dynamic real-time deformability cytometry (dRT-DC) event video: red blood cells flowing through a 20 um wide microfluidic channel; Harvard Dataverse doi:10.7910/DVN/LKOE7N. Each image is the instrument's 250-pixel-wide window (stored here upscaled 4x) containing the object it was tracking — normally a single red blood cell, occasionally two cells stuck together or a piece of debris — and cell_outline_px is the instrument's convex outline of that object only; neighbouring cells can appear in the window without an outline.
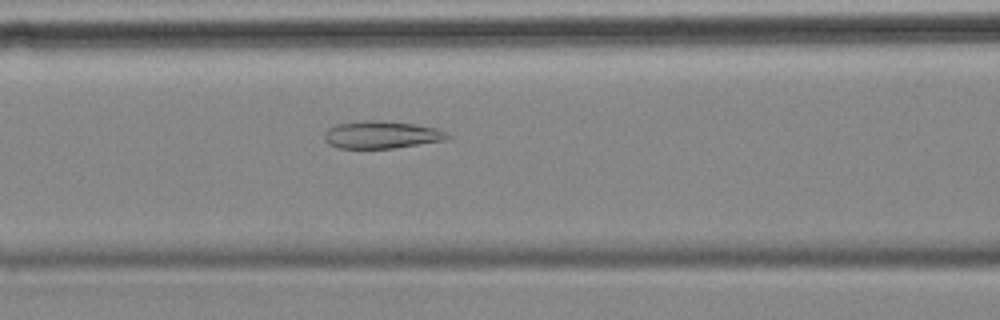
{"species": "common noctule bat (a hibernating species)", "species_latin": "Nyctalus noctula", "temperature_condition": "cold", "stored_images_in_passage": 57, "camera_frame_rate_fps": 3000, "um_per_image_px": 0.085, "animal": {"sex": "female", "body_mass_g": 18.4}, "frame": {"image": 1, "passage_image": 23, "time_ms": 7.333, "image_size_px": [1000, 320], "cell_outline_px": [[452, 136], [448, 140], [392, 148], [336, 148], [328, 144], [324, 140], [324, 132], [328, 128], [336, 124], [364, 120], [380, 120], [416, 124], [436, 128]], "centroid_in_image_um": [32.41, 11.45], "position_along_channel_um": 134.2, "area_um2": 19.88}}
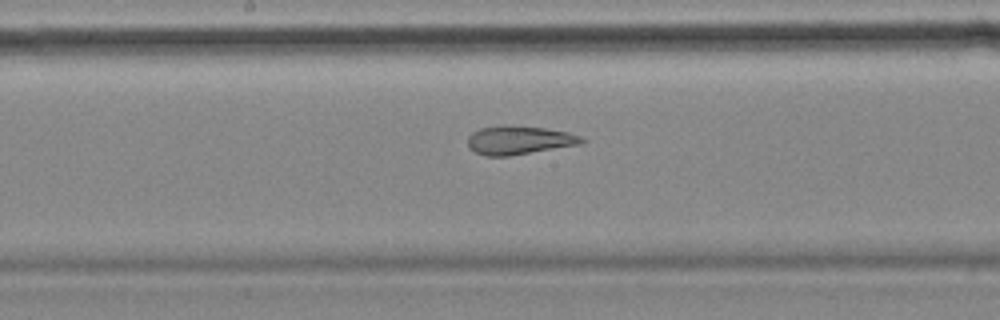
{"frame": {"image": 2, "passage_image": 29, "time_ms": 9.333, "image_size_px": [1000, 320], "cell_outline_px": [[588, 140], [580, 144], [508, 156], [484, 156], [468, 148], [468, 136], [472, 132], [480, 128], [504, 124], [516, 124], [544, 128], [568, 132], [580, 136]], "centroid_in_image_um": [44.1, 11.89], "position_along_channel_um": 204.1, "area_um2": 19.25}}
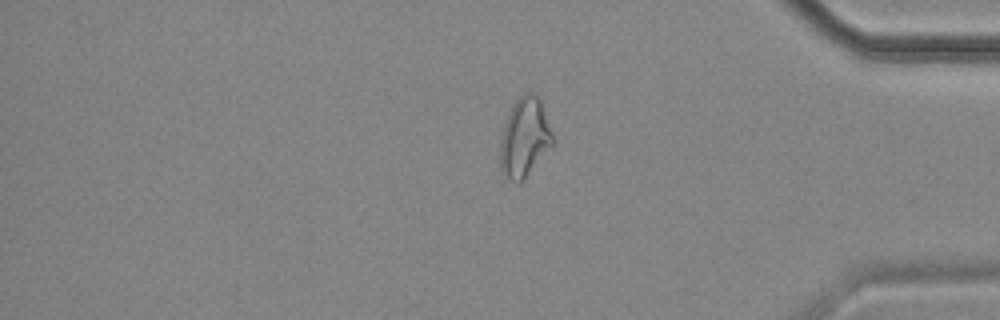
{"frame": {"image": 3, "passage_image": 47, "time_ms": 15.333, "image_size_px": [1000, 320], "cell_outline_px": [[552, 144], [524, 180], [520, 184], [516, 184], [504, 180], [500, 172], [500, 140], [504, 120], [512, 104], [524, 92], [532, 92], [540, 100], [552, 132]], "centroid_in_image_um": [44.52, 11.74], "position_along_channel_um": 390.7, "area_um2": 24.57}, "authors_computed_cell_mechanics": {"area_um2": 24.565, "velocity_mm_per_s": 3.5107, "shape_relaxation_time_tau1_ms": null, "shape_relaxation_time_tau2_ms": 2.0577, "deformation_change_tau1": null, "deformation_change_tau2": 0.1104}}